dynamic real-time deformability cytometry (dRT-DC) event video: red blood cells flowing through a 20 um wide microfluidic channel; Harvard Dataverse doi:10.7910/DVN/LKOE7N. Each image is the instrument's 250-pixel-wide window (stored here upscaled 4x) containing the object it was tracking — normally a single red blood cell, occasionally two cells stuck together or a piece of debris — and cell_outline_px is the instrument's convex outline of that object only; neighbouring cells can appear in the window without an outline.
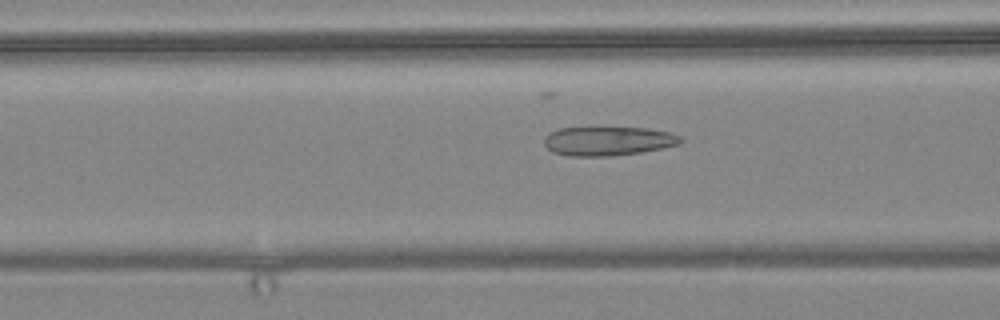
{"species": "common noctule bat (a hibernating species)", "species_latin": "Nyctalus noctula", "temperature_condition": "warm", "stored_images_in_passage": 56, "camera_frame_rate_fps": 3000, "um_per_image_px": 0.085, "animal": {"sex": "female", "body_mass_g": 24.6, "forearm_length_mm": 56.2}, "frame": {"image": 1, "passage_image": 21, "time_ms": 6.667, "image_size_px": [1000, 320], "cell_outline_px": [[684, 140], [680, 144], [664, 148], [640, 152], [612, 156], [568, 156], [552, 152], [544, 144], [544, 136], [548, 132], [560, 128], [648, 128], [672, 132], [680, 136]], "centroid_in_image_um": [51.7, 11.99], "position_along_channel_um": 114.9, "area_um2": 23.29}}
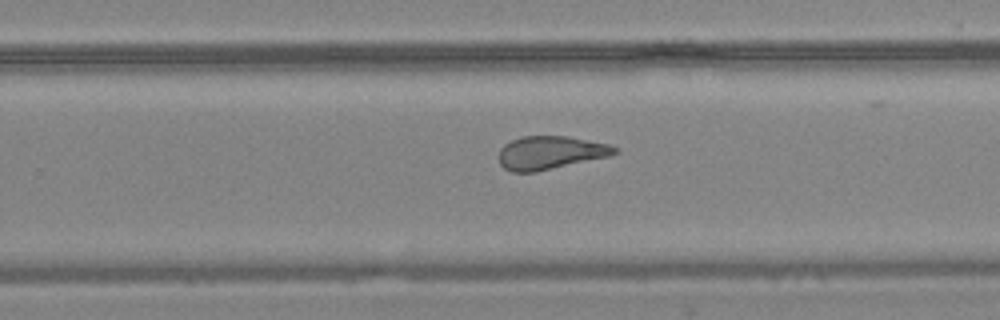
{"frame": {"image": 2, "passage_image": 35, "time_ms": 11.333, "image_size_px": [1000, 320], "cell_outline_px": [[620, 152], [608, 156], [536, 172], [512, 172], [504, 168], [500, 164], [500, 148], [504, 144], [520, 136], [568, 136], [608, 144], [616, 148]], "centroid_in_image_um": [46.75, 12.97], "position_along_channel_um": 283.0, "area_um2": 22.31}}
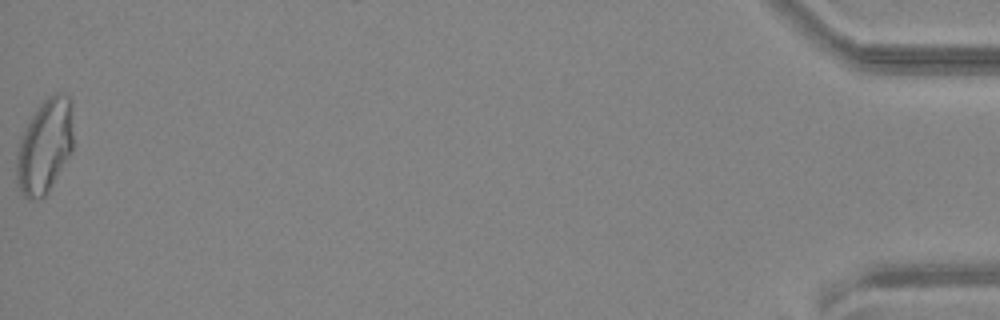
{"frame": {"image": 3, "passage_image": 56, "time_ms": 18.333, "image_size_px": [1000, 320], "cell_outline_px": [[72, 148], [68, 156], [48, 192], [44, 196], [32, 200], [28, 200], [24, 196], [16, 180], [16, 152], [20, 136], [32, 116], [40, 104], [48, 96], [56, 92], [60, 92], [72, 96]], "centroid_in_image_um": [3.79, 12.39], "position_along_channel_um": 431.4, "area_um2": 31.21}, "authors_computed_cell_mechanics": {"area_um2": 25.2297, "velocity_mm_per_s": 3.6088, "shape_relaxation_time_tau1_ms": null, "shape_relaxation_time_tau2_ms": 1.5158, "deformation_change_tau1": null, "deformation_change_tau2": 0.0959}}